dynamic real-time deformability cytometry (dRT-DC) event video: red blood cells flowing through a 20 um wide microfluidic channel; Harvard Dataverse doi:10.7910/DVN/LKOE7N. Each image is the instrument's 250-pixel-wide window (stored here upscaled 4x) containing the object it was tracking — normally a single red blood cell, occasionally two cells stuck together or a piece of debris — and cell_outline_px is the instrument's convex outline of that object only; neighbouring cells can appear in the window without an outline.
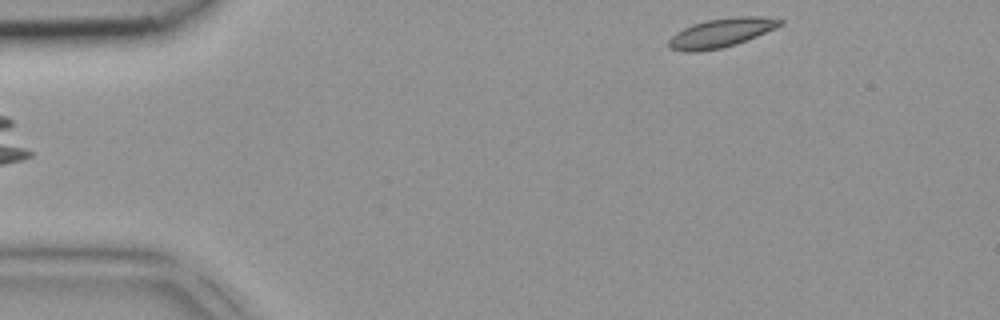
{"species": "common noctule bat (a hibernating species)", "species_latin": "Nyctalus noctula", "temperature_condition": "room temperature", "stored_images_in_passage": 5, "camera_frame_rate_fps": 3000, "um_per_image_px": 0.085, "animal": {"sex": "female", "body_mass_g": 18.4}, "frame": {"image": 1, "passage_image": 5, "time_ms": 1.333, "image_size_px": [1000, 320], "cell_outline_px": [[784, 24], [756, 36], [736, 44], [720, 48], [696, 52], [688, 52], [668, 48], [668, 40], [672, 36], [684, 28], [692, 24], [708, 20], [740, 16], [760, 16], [784, 20]], "centroid_in_image_um": [61.29, 2.79], "position_along_channel_um": 23.7, "area_um2": 18.55}}